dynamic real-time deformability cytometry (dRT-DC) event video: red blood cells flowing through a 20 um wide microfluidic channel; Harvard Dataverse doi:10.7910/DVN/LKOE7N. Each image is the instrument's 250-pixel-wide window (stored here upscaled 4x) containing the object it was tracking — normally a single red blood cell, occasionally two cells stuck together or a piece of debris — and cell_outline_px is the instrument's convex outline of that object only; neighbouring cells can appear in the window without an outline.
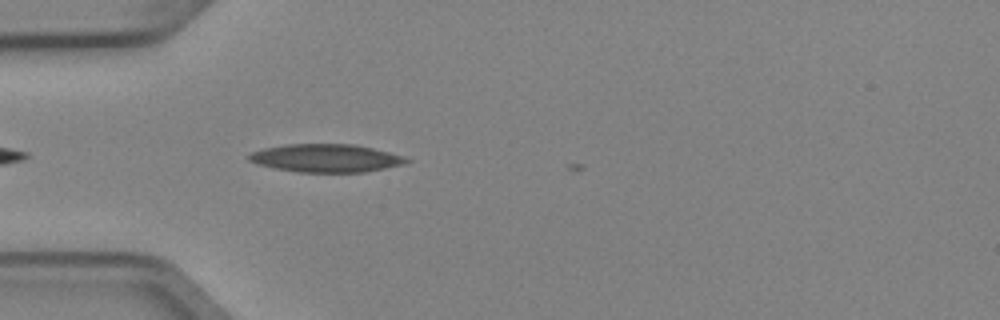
{"species": "Egyptian fruit bat (a non-hibernating species)", "species_latin": "Rousettus aegyptiacus", "temperature_condition": "cold", "stored_images_in_passage": 3, "camera_frame_rate_fps": 3000, "um_per_image_px": 0.085, "animal": {"sex": "female"}, "frame": {"image": 1, "passage_image": 3, "time_ms": 0.667, "image_size_px": [1000, 320], "cell_outline_px": [[412, 160], [404, 164], [364, 172], [300, 172], [276, 168], [256, 164], [248, 160], [248, 156], [252, 152], [264, 148], [288, 144], [356, 144], [404, 156]], "centroid_in_image_um": [27.72, 13.44], "position_along_channel_um": 57.3, "area_um2": 25.61}}